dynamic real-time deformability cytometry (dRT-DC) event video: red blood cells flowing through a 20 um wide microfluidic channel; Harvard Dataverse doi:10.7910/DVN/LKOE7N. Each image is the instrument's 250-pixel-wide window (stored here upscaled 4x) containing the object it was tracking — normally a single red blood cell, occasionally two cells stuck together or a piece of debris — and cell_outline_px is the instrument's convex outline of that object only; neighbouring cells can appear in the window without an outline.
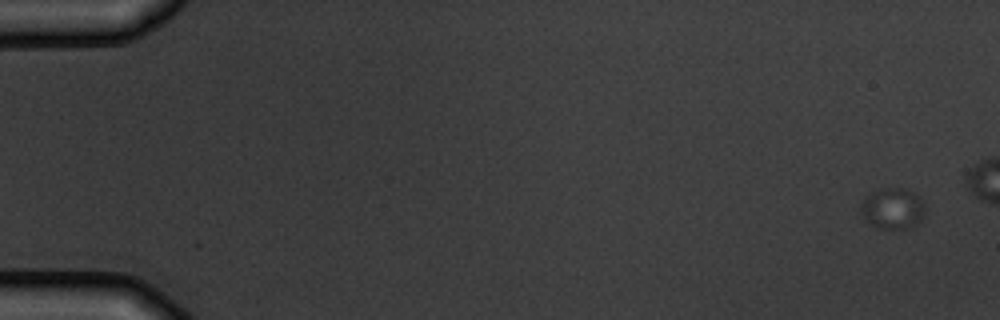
{"species": "common noctule bat (a hibernating species)", "species_latin": "Nyctalus noctula", "temperature_condition": "warm", "stored_images_in_passage": 10, "camera_frame_rate_fps": 3000, "um_per_image_px": 0.085, "animal": {"sex": "male", "body_mass_g": 19.5, "forearm_length_mm": 54.6}, "frame": {"image": 1, "passage_image": 1, "time_ms": 0.0, "image_size_px": [1000, 320], "cell_outline_px": [[924, 216], [916, 224], [904, 228], [880, 228], [868, 224], [864, 220], [860, 212], [860, 208], [864, 196], [876, 188], [904, 188], [920, 196], [924, 204]], "centroid_in_image_um": [75.83, 17.69], "position_along_channel_um": 9.2, "area_um2": 15.61}}
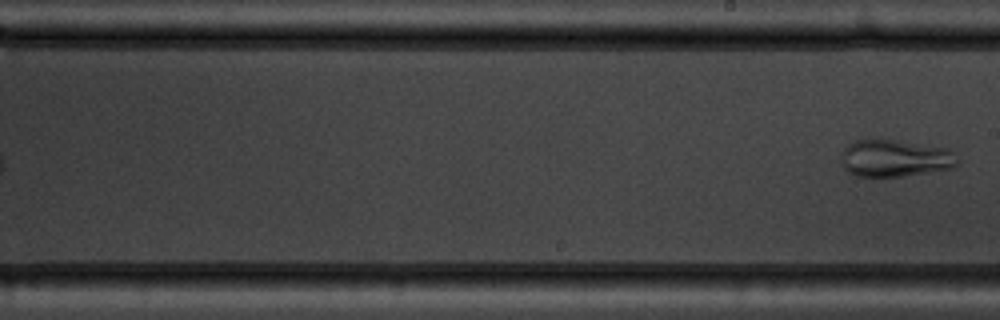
{"frame": {"image": 2, "passage_image": 10, "time_ms": 11.333, "image_size_px": [1000, 320], "cell_outline_px": [[956, 164], [952, 168], [904, 176], [856, 176], [848, 172], [844, 168], [840, 160], [840, 156], [844, 148], [852, 140], [876, 136], [884, 136], [944, 148], [952, 152]], "centroid_in_image_um": [75.95, 13.39], "position_along_channel_um": 213.1, "area_um2": 25.89}}